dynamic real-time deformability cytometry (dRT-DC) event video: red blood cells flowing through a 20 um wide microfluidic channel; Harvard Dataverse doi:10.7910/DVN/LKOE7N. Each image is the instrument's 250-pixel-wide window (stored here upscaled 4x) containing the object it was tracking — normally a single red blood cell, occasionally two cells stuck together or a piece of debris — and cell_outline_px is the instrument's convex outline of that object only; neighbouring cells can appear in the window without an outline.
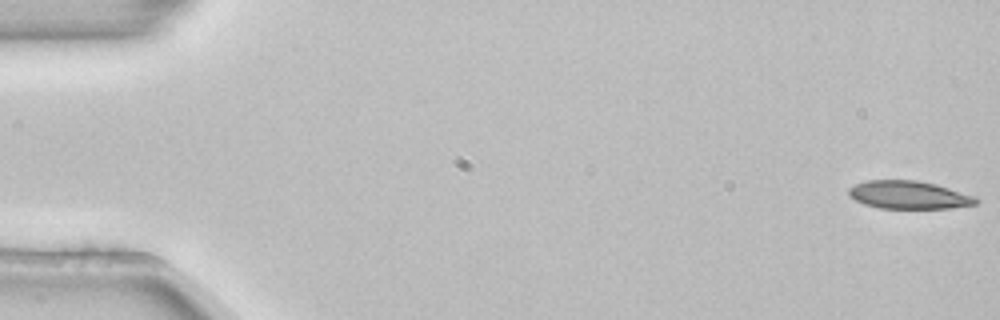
{"species": "common noctule bat (a hibernating species)", "species_latin": "Nyctalus noctula", "temperature_condition": "room temperature", "stored_images_in_passage": 4, "camera_frame_rate_fps": 3000, "um_per_image_px": 0.085, "animal": {"sex": "female", "body_mass_g": 22.7, "forearm_length_mm": 54.2}, "frame": {"image": 1, "passage_image": 1, "time_ms": 0.0, "image_size_px": [1000, 320], "cell_outline_px": [[980, 200], [976, 204], [948, 208], [880, 208], [864, 204], [848, 196], [848, 188], [856, 184], [868, 180], [916, 180], [936, 184], [976, 196]], "centroid_in_image_um": [77.25, 16.56], "position_along_channel_um": 7.7, "area_um2": 20.75}}
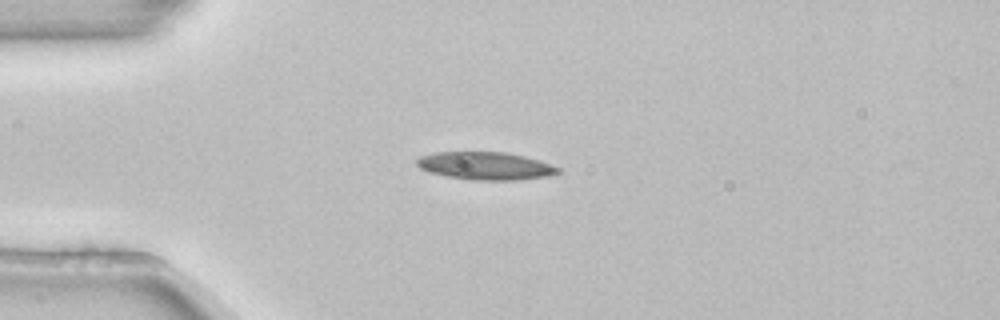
{"frame": {"image": 2, "passage_image": 4, "time_ms": 1.0, "image_size_px": [1000, 320], "cell_outline_px": [[560, 172], [548, 176], [520, 180], [476, 180], [448, 176], [428, 172], [420, 168], [416, 164], [416, 160], [420, 156], [436, 152], [508, 152], [540, 160], [560, 168]], "centroid_in_image_um": [41.28, 14.09], "position_along_channel_um": 43.7, "area_um2": 22.89}}